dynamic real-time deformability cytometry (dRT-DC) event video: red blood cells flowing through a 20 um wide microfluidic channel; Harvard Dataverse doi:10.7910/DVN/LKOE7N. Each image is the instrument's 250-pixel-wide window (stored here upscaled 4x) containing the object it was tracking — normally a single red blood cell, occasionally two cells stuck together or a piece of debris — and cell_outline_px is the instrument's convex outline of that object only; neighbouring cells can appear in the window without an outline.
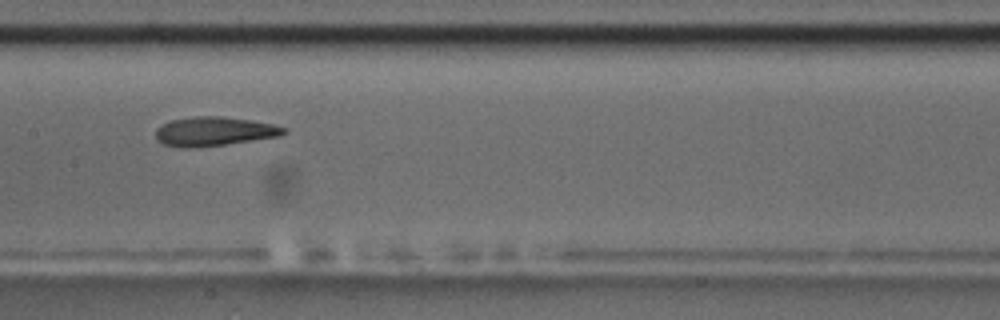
{"species": "common noctule bat (a hibernating species)", "species_latin": "Nyctalus noctula", "temperature_condition": "room temperature", "stored_images_in_passage": 14, "camera_frame_rate_fps": 3000, "um_per_image_px": 0.085, "animal": {"sex": "male", "body_mass_g": 17.5, "forearm_length_mm": 52.3}, "frame": {"image": 1, "passage_image": 7, "time_ms": 8.0, "image_size_px": [1000, 320], "cell_outline_px": [[288, 132], [280, 136], [196, 148], [180, 148], [164, 144], [156, 140], [156, 128], [160, 124], [168, 120], [196, 116], [220, 116], [248, 120], [272, 124], [288, 128]], "centroid_in_image_um": [18.15, 11.17], "position_along_channel_um": 189.2, "area_um2": 21.85}}
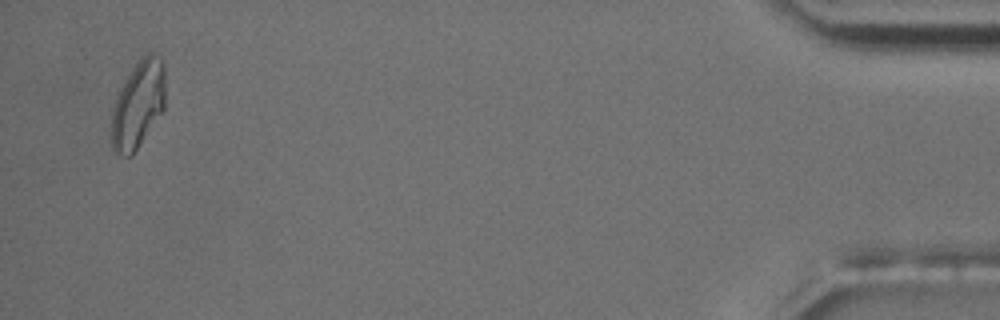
{"frame": {"image": 2, "passage_image": 14, "time_ms": 17.0, "image_size_px": [1000, 320], "cell_outline_px": [[164, 112], [132, 156], [124, 156], [116, 152], [112, 148], [112, 108], [120, 88], [132, 68], [148, 52], [152, 52], [164, 64]], "centroid_in_image_um": [11.75, 8.92], "position_along_channel_um": 423.5, "area_um2": 27.34}, "authors_computed_cell_mechanics": {"area_um2": 22.0218, "velocity_mm_per_s": 3.5085, "shape_relaxation_time_tau1_ms": 4.1463, "shape_relaxation_time_tau2_ms": 1.9082, "deformation_change_tau1": 0.1611, "deformation_change_tau2": 0.0971}}